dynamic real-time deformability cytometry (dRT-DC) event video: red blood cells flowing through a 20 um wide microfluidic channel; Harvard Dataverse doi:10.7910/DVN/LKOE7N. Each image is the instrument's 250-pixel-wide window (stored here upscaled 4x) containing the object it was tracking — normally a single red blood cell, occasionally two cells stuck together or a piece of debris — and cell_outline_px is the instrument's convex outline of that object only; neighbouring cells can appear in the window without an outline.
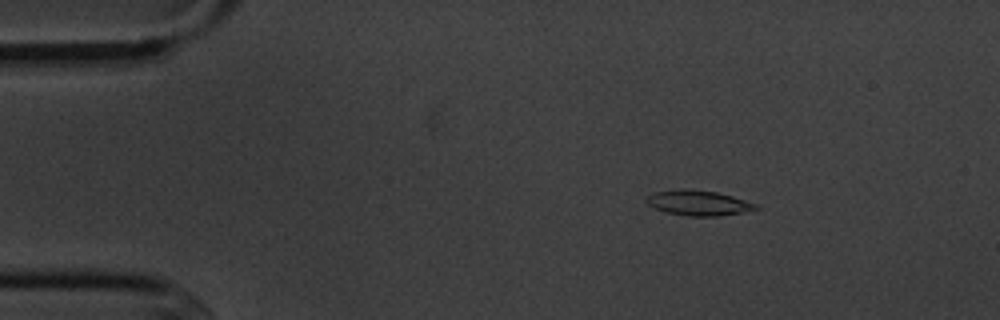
{"species": "common noctule bat (a hibernating species)", "species_latin": "Nyctalus noctula", "temperature_condition": "cold", "stored_images_in_passage": 5, "camera_frame_rate_fps": 3000, "um_per_image_px": 0.085, "animal": {"sex": "male", "body_mass_g": 20.1, "forearm_length_mm": 53.5}, "frame": {"image": 1, "passage_image": 3, "time_ms": 2.0, "image_size_px": [1000, 320], "cell_outline_px": [[760, 208], [744, 212], [720, 216], [688, 216], [668, 212], [656, 208], [648, 204], [644, 200], [644, 196], [656, 192], [680, 188], [684, 188], [716, 192], [732, 196], [760, 204]], "centroid_in_image_um": [59.39, 17.24], "position_along_channel_um": 25.6, "area_um2": 16.18}}